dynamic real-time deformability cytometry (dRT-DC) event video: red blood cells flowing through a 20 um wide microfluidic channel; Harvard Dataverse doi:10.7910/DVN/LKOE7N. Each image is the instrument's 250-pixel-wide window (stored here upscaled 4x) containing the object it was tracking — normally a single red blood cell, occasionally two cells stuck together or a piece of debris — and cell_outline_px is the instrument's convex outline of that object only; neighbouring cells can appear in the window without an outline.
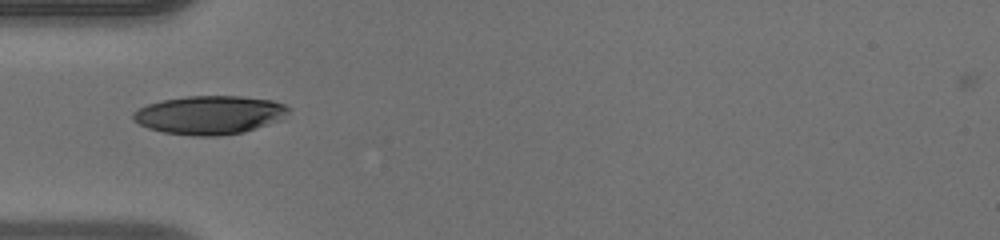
{"species": "human", "species_latin": "Homo sapiens", "temperature_condition": "warm", "stored_images_in_passage": 33, "camera_frame_rate_fps": 3000, "um_per_image_px": 0.085, "donor": {"sex": "male"}, "frame": {"image": 1, "passage_image": 1, "time_ms": 0.0, "image_size_px": [1000, 240], "cell_outline_px": [[288, 112], [284, 120], [244, 132], [220, 136], [192, 136], [164, 132], [148, 128], [132, 120], [132, 112], [148, 104], [160, 100], [188, 96], [240, 96], [272, 100], [284, 104], [288, 108]], "centroid_in_image_um": [17.83, 9.78], "position_along_channel_um": 67.2, "area_um2": 35.2}}
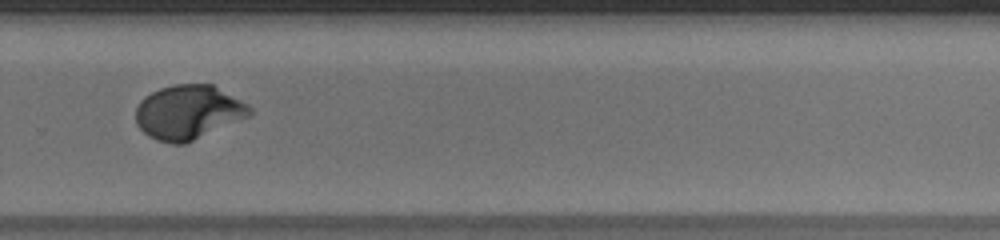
{"frame": {"image": 2, "passage_image": 18, "time_ms": 5.667, "image_size_px": [1000, 240], "cell_outline_px": [[256, 112], [252, 116], [184, 144], [172, 144], [156, 140], [148, 136], [136, 124], [136, 108], [140, 100], [144, 96], [160, 88], [172, 84], [212, 84], [248, 104]], "centroid_in_image_um": [16.03, 9.54], "position_along_channel_um": 313.8, "area_um2": 36.41}}
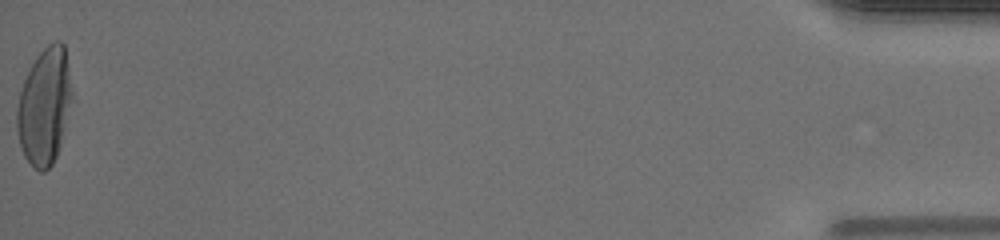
{"frame": {"image": 3, "passage_image": 33, "time_ms": 10.667, "image_size_px": [1000, 240], "cell_outline_px": [[72, 96], [60, 144], [56, 156], [52, 164], [44, 172], [40, 172], [24, 156], [20, 148], [16, 128], [16, 108], [20, 92], [24, 80], [36, 56], [48, 44], [56, 40], [60, 40], [64, 44], [72, 92]], "centroid_in_image_um": [3.75, 9.03], "position_along_channel_um": 431.4, "area_um2": 37.05}}